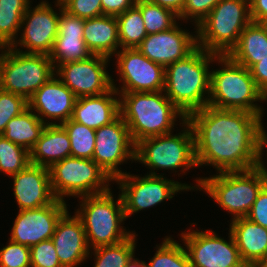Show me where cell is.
<instances>
[{
	"label": "cell",
	"instance_id": "cell-13",
	"mask_svg": "<svg viewBox=\"0 0 267 267\" xmlns=\"http://www.w3.org/2000/svg\"><path fill=\"white\" fill-rule=\"evenodd\" d=\"M32 4L24 13L19 35L10 47L23 53L49 55L58 34L60 6L54 4V8L48 0H41L34 7Z\"/></svg>",
	"mask_w": 267,
	"mask_h": 267
},
{
	"label": "cell",
	"instance_id": "cell-39",
	"mask_svg": "<svg viewBox=\"0 0 267 267\" xmlns=\"http://www.w3.org/2000/svg\"><path fill=\"white\" fill-rule=\"evenodd\" d=\"M220 0H186L179 21H190L197 29V26L207 17L211 10ZM194 22V23H193Z\"/></svg>",
	"mask_w": 267,
	"mask_h": 267
},
{
	"label": "cell",
	"instance_id": "cell-38",
	"mask_svg": "<svg viewBox=\"0 0 267 267\" xmlns=\"http://www.w3.org/2000/svg\"><path fill=\"white\" fill-rule=\"evenodd\" d=\"M31 267H63L58 259L52 239L30 247Z\"/></svg>",
	"mask_w": 267,
	"mask_h": 267
},
{
	"label": "cell",
	"instance_id": "cell-23",
	"mask_svg": "<svg viewBox=\"0 0 267 267\" xmlns=\"http://www.w3.org/2000/svg\"><path fill=\"white\" fill-rule=\"evenodd\" d=\"M119 115L120 96L112 87L101 95L77 98L71 119L96 130L110 124Z\"/></svg>",
	"mask_w": 267,
	"mask_h": 267
},
{
	"label": "cell",
	"instance_id": "cell-30",
	"mask_svg": "<svg viewBox=\"0 0 267 267\" xmlns=\"http://www.w3.org/2000/svg\"><path fill=\"white\" fill-rule=\"evenodd\" d=\"M137 237L138 234L134 232L126 240L107 246H100L94 249H91L89 256H93L94 264L93 266L100 267H124L130 258L136 253L135 249L137 248Z\"/></svg>",
	"mask_w": 267,
	"mask_h": 267
},
{
	"label": "cell",
	"instance_id": "cell-12",
	"mask_svg": "<svg viewBox=\"0 0 267 267\" xmlns=\"http://www.w3.org/2000/svg\"><path fill=\"white\" fill-rule=\"evenodd\" d=\"M186 230L180 233L179 238L192 267H247L230 230L227 240L211 229L192 230L190 227Z\"/></svg>",
	"mask_w": 267,
	"mask_h": 267
},
{
	"label": "cell",
	"instance_id": "cell-32",
	"mask_svg": "<svg viewBox=\"0 0 267 267\" xmlns=\"http://www.w3.org/2000/svg\"><path fill=\"white\" fill-rule=\"evenodd\" d=\"M167 235L157 244L154 256L146 262V267H192L184 245Z\"/></svg>",
	"mask_w": 267,
	"mask_h": 267
},
{
	"label": "cell",
	"instance_id": "cell-25",
	"mask_svg": "<svg viewBox=\"0 0 267 267\" xmlns=\"http://www.w3.org/2000/svg\"><path fill=\"white\" fill-rule=\"evenodd\" d=\"M83 39L92 55L111 59L120 50L116 16L102 15L85 19Z\"/></svg>",
	"mask_w": 267,
	"mask_h": 267
},
{
	"label": "cell",
	"instance_id": "cell-22",
	"mask_svg": "<svg viewBox=\"0 0 267 267\" xmlns=\"http://www.w3.org/2000/svg\"><path fill=\"white\" fill-rule=\"evenodd\" d=\"M84 23L85 19L72 16L60 7L58 34L49 54L54 68L67 62L85 60L92 55L83 39Z\"/></svg>",
	"mask_w": 267,
	"mask_h": 267
},
{
	"label": "cell",
	"instance_id": "cell-27",
	"mask_svg": "<svg viewBox=\"0 0 267 267\" xmlns=\"http://www.w3.org/2000/svg\"><path fill=\"white\" fill-rule=\"evenodd\" d=\"M228 56L249 69L267 57V32L258 22L251 21L241 32L237 45Z\"/></svg>",
	"mask_w": 267,
	"mask_h": 267
},
{
	"label": "cell",
	"instance_id": "cell-8",
	"mask_svg": "<svg viewBox=\"0 0 267 267\" xmlns=\"http://www.w3.org/2000/svg\"><path fill=\"white\" fill-rule=\"evenodd\" d=\"M251 21L249 0H220L197 26V46L210 53L228 55Z\"/></svg>",
	"mask_w": 267,
	"mask_h": 267
},
{
	"label": "cell",
	"instance_id": "cell-2",
	"mask_svg": "<svg viewBox=\"0 0 267 267\" xmlns=\"http://www.w3.org/2000/svg\"><path fill=\"white\" fill-rule=\"evenodd\" d=\"M216 56L197 46L185 58L165 68L164 93L186 117L208 105L210 66Z\"/></svg>",
	"mask_w": 267,
	"mask_h": 267
},
{
	"label": "cell",
	"instance_id": "cell-43",
	"mask_svg": "<svg viewBox=\"0 0 267 267\" xmlns=\"http://www.w3.org/2000/svg\"><path fill=\"white\" fill-rule=\"evenodd\" d=\"M136 0H101L103 15L117 16L133 7Z\"/></svg>",
	"mask_w": 267,
	"mask_h": 267
},
{
	"label": "cell",
	"instance_id": "cell-46",
	"mask_svg": "<svg viewBox=\"0 0 267 267\" xmlns=\"http://www.w3.org/2000/svg\"><path fill=\"white\" fill-rule=\"evenodd\" d=\"M265 151L266 153H264ZM264 154L266 156V159H265ZM261 160H262L261 165L267 173V166L265 165L267 163L264 161V160H267V131L265 130V127L263 128V134H262V159Z\"/></svg>",
	"mask_w": 267,
	"mask_h": 267
},
{
	"label": "cell",
	"instance_id": "cell-4",
	"mask_svg": "<svg viewBox=\"0 0 267 267\" xmlns=\"http://www.w3.org/2000/svg\"><path fill=\"white\" fill-rule=\"evenodd\" d=\"M215 63L219 68H212L210 72L208 105L224 110L246 111L263 118L265 110L262 104L267 102V98L257 88L249 69L228 55H217Z\"/></svg>",
	"mask_w": 267,
	"mask_h": 267
},
{
	"label": "cell",
	"instance_id": "cell-41",
	"mask_svg": "<svg viewBox=\"0 0 267 267\" xmlns=\"http://www.w3.org/2000/svg\"><path fill=\"white\" fill-rule=\"evenodd\" d=\"M246 218L264 228H267V183L259 191Z\"/></svg>",
	"mask_w": 267,
	"mask_h": 267
},
{
	"label": "cell",
	"instance_id": "cell-19",
	"mask_svg": "<svg viewBox=\"0 0 267 267\" xmlns=\"http://www.w3.org/2000/svg\"><path fill=\"white\" fill-rule=\"evenodd\" d=\"M76 100L73 92L54 75L32 95L28 107L45 125H61L72 118Z\"/></svg>",
	"mask_w": 267,
	"mask_h": 267
},
{
	"label": "cell",
	"instance_id": "cell-48",
	"mask_svg": "<svg viewBox=\"0 0 267 267\" xmlns=\"http://www.w3.org/2000/svg\"><path fill=\"white\" fill-rule=\"evenodd\" d=\"M262 28L267 32V15L264 16L259 22H258Z\"/></svg>",
	"mask_w": 267,
	"mask_h": 267
},
{
	"label": "cell",
	"instance_id": "cell-18",
	"mask_svg": "<svg viewBox=\"0 0 267 267\" xmlns=\"http://www.w3.org/2000/svg\"><path fill=\"white\" fill-rule=\"evenodd\" d=\"M179 23L168 30L148 34L137 49L164 68L185 58L197 47V29L193 28L195 31L190 32Z\"/></svg>",
	"mask_w": 267,
	"mask_h": 267
},
{
	"label": "cell",
	"instance_id": "cell-33",
	"mask_svg": "<svg viewBox=\"0 0 267 267\" xmlns=\"http://www.w3.org/2000/svg\"><path fill=\"white\" fill-rule=\"evenodd\" d=\"M140 9L147 34H154L172 28L178 21V15L172 10L147 0H136Z\"/></svg>",
	"mask_w": 267,
	"mask_h": 267
},
{
	"label": "cell",
	"instance_id": "cell-36",
	"mask_svg": "<svg viewBox=\"0 0 267 267\" xmlns=\"http://www.w3.org/2000/svg\"><path fill=\"white\" fill-rule=\"evenodd\" d=\"M27 108L28 101L24 97L0 88V135L12 118L20 115Z\"/></svg>",
	"mask_w": 267,
	"mask_h": 267
},
{
	"label": "cell",
	"instance_id": "cell-10",
	"mask_svg": "<svg viewBox=\"0 0 267 267\" xmlns=\"http://www.w3.org/2000/svg\"><path fill=\"white\" fill-rule=\"evenodd\" d=\"M49 174L55 197L65 202L67 197L75 199L107 192L114 184L93 160L73 156L54 163Z\"/></svg>",
	"mask_w": 267,
	"mask_h": 267
},
{
	"label": "cell",
	"instance_id": "cell-5",
	"mask_svg": "<svg viewBox=\"0 0 267 267\" xmlns=\"http://www.w3.org/2000/svg\"><path fill=\"white\" fill-rule=\"evenodd\" d=\"M195 191H203L222 210L230 213V220L246 217L259 191L267 183V173L259 167L246 171L221 172L209 177H196Z\"/></svg>",
	"mask_w": 267,
	"mask_h": 267
},
{
	"label": "cell",
	"instance_id": "cell-15",
	"mask_svg": "<svg viewBox=\"0 0 267 267\" xmlns=\"http://www.w3.org/2000/svg\"><path fill=\"white\" fill-rule=\"evenodd\" d=\"M95 137L92 160L114 181L127 172L120 165L135 161V144L129 128L119 115L110 124L96 129Z\"/></svg>",
	"mask_w": 267,
	"mask_h": 267
},
{
	"label": "cell",
	"instance_id": "cell-6",
	"mask_svg": "<svg viewBox=\"0 0 267 267\" xmlns=\"http://www.w3.org/2000/svg\"><path fill=\"white\" fill-rule=\"evenodd\" d=\"M180 132L149 137L135 144V163L148 168L146 174L165 175L157 171L175 173L172 176L187 175V171L196 168L194 133L187 120L180 124ZM137 161V162H136ZM157 170V171H156ZM180 175V176H179Z\"/></svg>",
	"mask_w": 267,
	"mask_h": 267
},
{
	"label": "cell",
	"instance_id": "cell-17",
	"mask_svg": "<svg viewBox=\"0 0 267 267\" xmlns=\"http://www.w3.org/2000/svg\"><path fill=\"white\" fill-rule=\"evenodd\" d=\"M67 202L56 200L40 208L21 210L14 219L8 239L32 247L43 240L51 239L57 222L69 209Z\"/></svg>",
	"mask_w": 267,
	"mask_h": 267
},
{
	"label": "cell",
	"instance_id": "cell-14",
	"mask_svg": "<svg viewBox=\"0 0 267 267\" xmlns=\"http://www.w3.org/2000/svg\"><path fill=\"white\" fill-rule=\"evenodd\" d=\"M115 71L121 86L112 77V87L117 93L164 91L165 68L152 62L137 48H123L114 55Z\"/></svg>",
	"mask_w": 267,
	"mask_h": 267
},
{
	"label": "cell",
	"instance_id": "cell-37",
	"mask_svg": "<svg viewBox=\"0 0 267 267\" xmlns=\"http://www.w3.org/2000/svg\"><path fill=\"white\" fill-rule=\"evenodd\" d=\"M7 242L0 248V267H31L30 247L10 239Z\"/></svg>",
	"mask_w": 267,
	"mask_h": 267
},
{
	"label": "cell",
	"instance_id": "cell-26",
	"mask_svg": "<svg viewBox=\"0 0 267 267\" xmlns=\"http://www.w3.org/2000/svg\"><path fill=\"white\" fill-rule=\"evenodd\" d=\"M71 156V142L61 125H46L30 151V163L50 168L54 163Z\"/></svg>",
	"mask_w": 267,
	"mask_h": 267
},
{
	"label": "cell",
	"instance_id": "cell-29",
	"mask_svg": "<svg viewBox=\"0 0 267 267\" xmlns=\"http://www.w3.org/2000/svg\"><path fill=\"white\" fill-rule=\"evenodd\" d=\"M32 0H0V47H10L17 39L22 18Z\"/></svg>",
	"mask_w": 267,
	"mask_h": 267
},
{
	"label": "cell",
	"instance_id": "cell-40",
	"mask_svg": "<svg viewBox=\"0 0 267 267\" xmlns=\"http://www.w3.org/2000/svg\"><path fill=\"white\" fill-rule=\"evenodd\" d=\"M63 10L82 19L103 15L101 0H70L63 6Z\"/></svg>",
	"mask_w": 267,
	"mask_h": 267
},
{
	"label": "cell",
	"instance_id": "cell-24",
	"mask_svg": "<svg viewBox=\"0 0 267 267\" xmlns=\"http://www.w3.org/2000/svg\"><path fill=\"white\" fill-rule=\"evenodd\" d=\"M226 229L232 233L240 257L247 267H254L267 258V228L240 217L230 220Z\"/></svg>",
	"mask_w": 267,
	"mask_h": 267
},
{
	"label": "cell",
	"instance_id": "cell-34",
	"mask_svg": "<svg viewBox=\"0 0 267 267\" xmlns=\"http://www.w3.org/2000/svg\"><path fill=\"white\" fill-rule=\"evenodd\" d=\"M71 142V156L91 159L95 148V129L79 124L72 119L62 123Z\"/></svg>",
	"mask_w": 267,
	"mask_h": 267
},
{
	"label": "cell",
	"instance_id": "cell-45",
	"mask_svg": "<svg viewBox=\"0 0 267 267\" xmlns=\"http://www.w3.org/2000/svg\"><path fill=\"white\" fill-rule=\"evenodd\" d=\"M147 1L160 5L161 7L170 9L179 16L184 8L186 0H147Z\"/></svg>",
	"mask_w": 267,
	"mask_h": 267
},
{
	"label": "cell",
	"instance_id": "cell-3",
	"mask_svg": "<svg viewBox=\"0 0 267 267\" xmlns=\"http://www.w3.org/2000/svg\"><path fill=\"white\" fill-rule=\"evenodd\" d=\"M118 94L120 115L129 128L134 144L145 138L173 132L178 125L176 122L182 124L187 119L164 91Z\"/></svg>",
	"mask_w": 267,
	"mask_h": 267
},
{
	"label": "cell",
	"instance_id": "cell-7",
	"mask_svg": "<svg viewBox=\"0 0 267 267\" xmlns=\"http://www.w3.org/2000/svg\"><path fill=\"white\" fill-rule=\"evenodd\" d=\"M115 198L112 188L78 198L79 206L74 211L83 223L90 249L118 244L135 232L124 226L127 219L121 194Z\"/></svg>",
	"mask_w": 267,
	"mask_h": 267
},
{
	"label": "cell",
	"instance_id": "cell-44",
	"mask_svg": "<svg viewBox=\"0 0 267 267\" xmlns=\"http://www.w3.org/2000/svg\"><path fill=\"white\" fill-rule=\"evenodd\" d=\"M249 7L253 22H259L267 15V0H249Z\"/></svg>",
	"mask_w": 267,
	"mask_h": 267
},
{
	"label": "cell",
	"instance_id": "cell-28",
	"mask_svg": "<svg viewBox=\"0 0 267 267\" xmlns=\"http://www.w3.org/2000/svg\"><path fill=\"white\" fill-rule=\"evenodd\" d=\"M45 126L40 118L28 107L7 123L1 135L30 152L39 140Z\"/></svg>",
	"mask_w": 267,
	"mask_h": 267
},
{
	"label": "cell",
	"instance_id": "cell-11",
	"mask_svg": "<svg viewBox=\"0 0 267 267\" xmlns=\"http://www.w3.org/2000/svg\"><path fill=\"white\" fill-rule=\"evenodd\" d=\"M142 176L126 172L114 180L119 186L117 187L118 193L122 196L126 219L140 211L155 208L164 201H170L178 192L180 194L184 191H195L192 183L178 182L174 178L171 180L166 175L145 174Z\"/></svg>",
	"mask_w": 267,
	"mask_h": 267
},
{
	"label": "cell",
	"instance_id": "cell-35",
	"mask_svg": "<svg viewBox=\"0 0 267 267\" xmlns=\"http://www.w3.org/2000/svg\"><path fill=\"white\" fill-rule=\"evenodd\" d=\"M30 164V152L0 135V173L8 177Z\"/></svg>",
	"mask_w": 267,
	"mask_h": 267
},
{
	"label": "cell",
	"instance_id": "cell-50",
	"mask_svg": "<svg viewBox=\"0 0 267 267\" xmlns=\"http://www.w3.org/2000/svg\"><path fill=\"white\" fill-rule=\"evenodd\" d=\"M254 267H267V258L259 261Z\"/></svg>",
	"mask_w": 267,
	"mask_h": 267
},
{
	"label": "cell",
	"instance_id": "cell-16",
	"mask_svg": "<svg viewBox=\"0 0 267 267\" xmlns=\"http://www.w3.org/2000/svg\"><path fill=\"white\" fill-rule=\"evenodd\" d=\"M109 63L110 58L91 55L82 61L58 65L55 75L77 98L101 95L112 88L113 75L107 70Z\"/></svg>",
	"mask_w": 267,
	"mask_h": 267
},
{
	"label": "cell",
	"instance_id": "cell-47",
	"mask_svg": "<svg viewBox=\"0 0 267 267\" xmlns=\"http://www.w3.org/2000/svg\"><path fill=\"white\" fill-rule=\"evenodd\" d=\"M124 267H146V261L135 258L134 254Z\"/></svg>",
	"mask_w": 267,
	"mask_h": 267
},
{
	"label": "cell",
	"instance_id": "cell-21",
	"mask_svg": "<svg viewBox=\"0 0 267 267\" xmlns=\"http://www.w3.org/2000/svg\"><path fill=\"white\" fill-rule=\"evenodd\" d=\"M51 239L63 267H76L87 261L91 249L83 223L75 212L71 216L68 209L61 216Z\"/></svg>",
	"mask_w": 267,
	"mask_h": 267
},
{
	"label": "cell",
	"instance_id": "cell-9",
	"mask_svg": "<svg viewBox=\"0 0 267 267\" xmlns=\"http://www.w3.org/2000/svg\"><path fill=\"white\" fill-rule=\"evenodd\" d=\"M55 75L46 54L23 53L11 47L0 48V88L27 101Z\"/></svg>",
	"mask_w": 267,
	"mask_h": 267
},
{
	"label": "cell",
	"instance_id": "cell-20",
	"mask_svg": "<svg viewBox=\"0 0 267 267\" xmlns=\"http://www.w3.org/2000/svg\"><path fill=\"white\" fill-rule=\"evenodd\" d=\"M9 177L19 211L40 208L57 200L51 188L49 168L30 163Z\"/></svg>",
	"mask_w": 267,
	"mask_h": 267
},
{
	"label": "cell",
	"instance_id": "cell-1",
	"mask_svg": "<svg viewBox=\"0 0 267 267\" xmlns=\"http://www.w3.org/2000/svg\"><path fill=\"white\" fill-rule=\"evenodd\" d=\"M259 115L205 106L187 116L194 133L197 168L246 171L262 162L264 123Z\"/></svg>",
	"mask_w": 267,
	"mask_h": 267
},
{
	"label": "cell",
	"instance_id": "cell-31",
	"mask_svg": "<svg viewBox=\"0 0 267 267\" xmlns=\"http://www.w3.org/2000/svg\"><path fill=\"white\" fill-rule=\"evenodd\" d=\"M118 21L120 49L137 48L148 35L140 9L134 5L116 16Z\"/></svg>",
	"mask_w": 267,
	"mask_h": 267
},
{
	"label": "cell",
	"instance_id": "cell-49",
	"mask_svg": "<svg viewBox=\"0 0 267 267\" xmlns=\"http://www.w3.org/2000/svg\"><path fill=\"white\" fill-rule=\"evenodd\" d=\"M70 0H55L52 3H55V5H58L60 7H63L67 2H69Z\"/></svg>",
	"mask_w": 267,
	"mask_h": 267
},
{
	"label": "cell",
	"instance_id": "cell-42",
	"mask_svg": "<svg viewBox=\"0 0 267 267\" xmlns=\"http://www.w3.org/2000/svg\"><path fill=\"white\" fill-rule=\"evenodd\" d=\"M257 88L267 98V57L249 68Z\"/></svg>",
	"mask_w": 267,
	"mask_h": 267
}]
</instances>
